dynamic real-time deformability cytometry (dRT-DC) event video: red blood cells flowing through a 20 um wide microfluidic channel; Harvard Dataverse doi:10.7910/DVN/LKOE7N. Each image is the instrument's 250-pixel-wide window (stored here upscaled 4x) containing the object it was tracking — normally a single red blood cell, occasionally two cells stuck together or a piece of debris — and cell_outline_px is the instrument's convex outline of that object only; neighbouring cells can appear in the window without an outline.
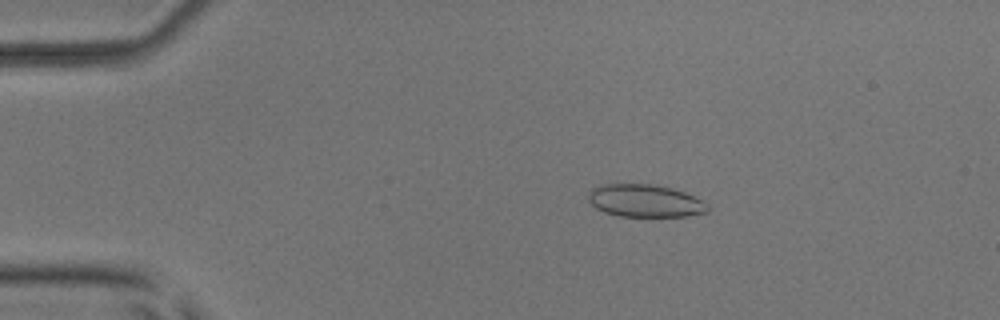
{"species": "common noctule bat (a hibernating species)", "species_latin": "Nyctalus noctula", "temperature_condition": "room temperature", "stored_images_in_passage": 52, "camera_frame_rate_fps": 3000, "um_per_image_px": 0.085, "animal": {"sex": "male", "body_mass_g": 17.9, "forearm_length_mm": 54.2}, "frame": {"image": 1, "passage_image": 10, "time_ms": 3.0, "image_size_px": [1000, 320], "cell_outline_px": [[708, 212], [688, 216], [620, 216], [604, 212], [596, 208], [588, 200], [588, 192], [592, 188], [600, 184], [652, 184], [672, 188], [684, 192], [708, 204]], "centroid_in_image_um": [54.8, 17.06], "position_along_channel_um": 30.2, "area_um2": 22.66}}
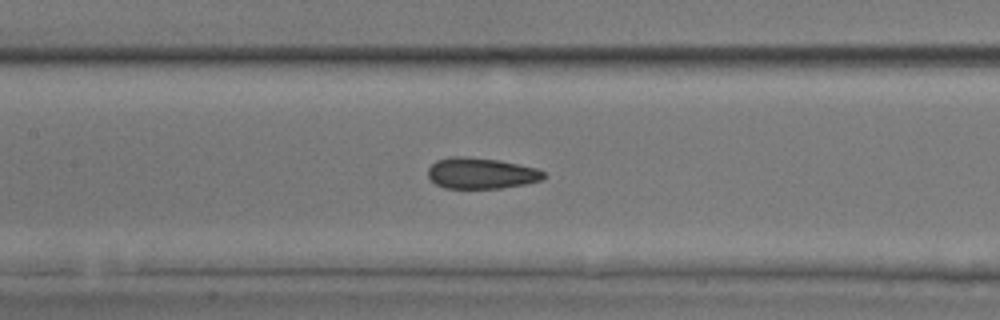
{"frame": {"image": 2, "passage_image": 25, "time_ms": 8.0, "image_size_px": [1000, 320], "cell_outline_px": [[544, 176], [540, 180], [524, 184], [500, 188], [444, 188], [436, 184], [428, 176], [428, 168], [436, 160], [452, 156], [468, 156], [500, 160], [536, 168], [544, 172]], "centroid_in_image_um": [40.86, 14.71], "position_along_channel_um": 166.5, "area_um2": 20.87}}
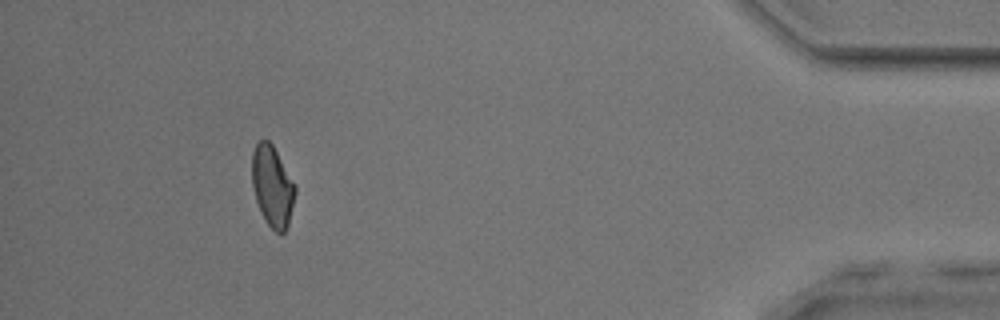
{"frame": {"image": 3, "passage_image": 48, "time_ms": 15.667, "image_size_px": [1000, 320], "cell_outline_px": [[296, 192], [288, 224], [284, 232], [276, 232], [264, 220], [256, 200], [252, 184], [252, 152], [256, 144], [260, 140], [268, 140], [272, 144], [296, 184]], "centroid_in_image_um": [23.15, 15.81], "position_along_channel_um": 412.0, "area_um2": 20.29}, "authors_computed_cell_mechanics": {"area_um2": 21.2126, "velocity_mm_per_s": 3.9562, "shape_relaxation_time_tau1_ms": 4.8422, "shape_relaxation_time_tau2_ms": 1.6432, "deformation_change_tau1": 0.1241, "deformation_change_tau2": 0.0746}}